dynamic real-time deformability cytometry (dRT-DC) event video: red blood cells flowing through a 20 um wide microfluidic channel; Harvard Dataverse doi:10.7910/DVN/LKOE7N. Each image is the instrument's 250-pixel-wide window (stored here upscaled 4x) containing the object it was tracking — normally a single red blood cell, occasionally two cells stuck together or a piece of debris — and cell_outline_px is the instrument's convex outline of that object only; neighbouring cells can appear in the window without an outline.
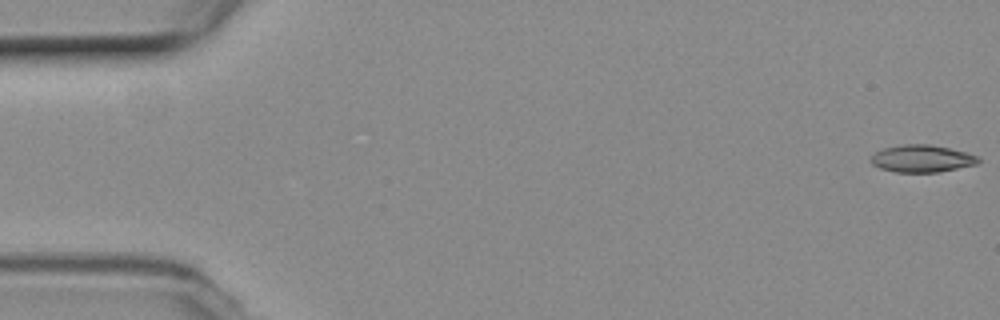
{"species": "common noctule bat (a hibernating species)", "species_latin": "Nyctalus noctula", "temperature_condition": "room temperature", "stored_images_in_passage": 18, "camera_frame_rate_fps": 3000, "um_per_image_px": 0.085, "animal": {"sex": "female", "body_mass_g": 19.3, "forearm_length_mm": 54.1}, "frame": {"image": 1, "passage_image": 1, "time_ms": 0.0, "image_size_px": [1000, 320], "cell_outline_px": [[980, 160], [976, 164], [940, 172], [896, 172], [880, 168], [872, 164], [868, 160], [876, 152], [884, 148], [904, 144], [928, 144], [968, 152], [976, 156]], "centroid_in_image_um": [78.34, 13.48], "position_along_channel_um": 6.7, "area_um2": 16.99}}
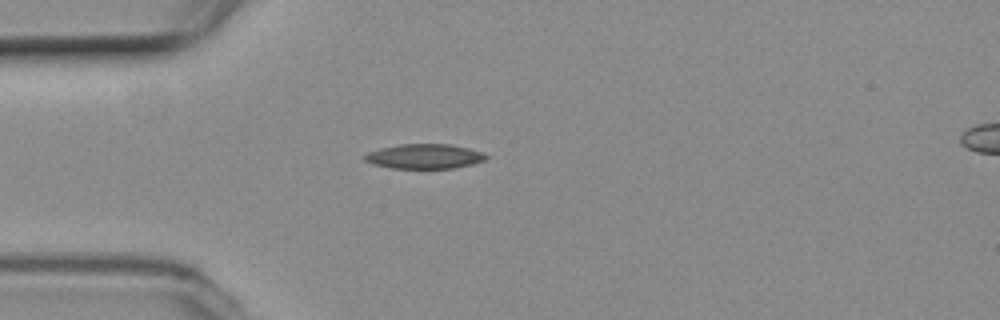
{"frame": {"image": 2, "passage_image": 15, "time_ms": 4.667, "image_size_px": [1000, 320], "cell_outline_px": [[488, 156], [484, 160], [472, 164], [452, 168], [392, 168], [372, 164], [364, 160], [364, 156], [368, 152], [380, 148], [400, 144], [452, 144], [484, 152]], "centroid_in_image_um": [36.08, 13.28], "position_along_channel_um": 48.9, "area_um2": 17.46}}